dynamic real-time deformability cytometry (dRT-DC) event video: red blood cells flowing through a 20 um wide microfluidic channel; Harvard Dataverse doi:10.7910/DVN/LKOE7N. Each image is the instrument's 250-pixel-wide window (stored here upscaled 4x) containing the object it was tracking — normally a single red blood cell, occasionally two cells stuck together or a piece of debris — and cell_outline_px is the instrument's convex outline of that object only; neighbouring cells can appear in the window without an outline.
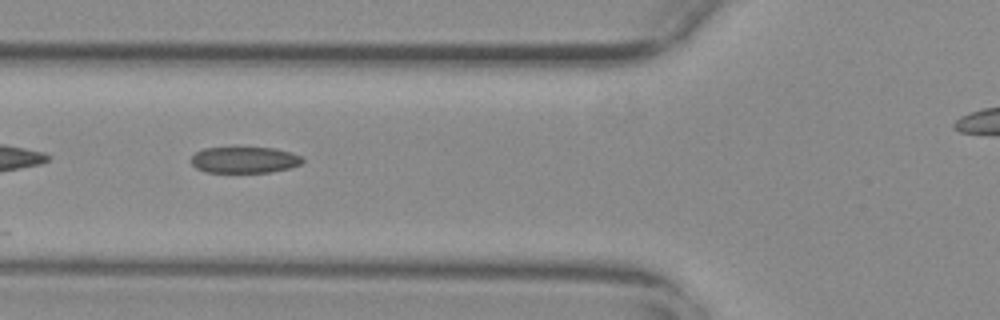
{"species": "common noctule bat (a hibernating species)", "species_latin": "Nyctalus noctula", "temperature_condition": "warm", "stored_images_in_passage": 7, "camera_frame_rate_fps": 3000, "um_per_image_px": 0.085, "animal": {"sex": "female", "body_mass_g": 29.2, "forearm_length_mm": 56.3}, "frame": {"image": 1, "passage_image": 5, "time_ms": 1.333, "image_size_px": [1000, 320], "cell_outline_px": [[304, 160], [300, 164], [288, 168], [272, 172], [204, 172], [196, 168], [192, 164], [192, 156], [196, 152], [204, 148], [276, 148], [292, 152], [300, 156]], "centroid_in_image_um": [20.78, 13.59], "position_along_channel_um": 105.0, "area_um2": 16.94}}